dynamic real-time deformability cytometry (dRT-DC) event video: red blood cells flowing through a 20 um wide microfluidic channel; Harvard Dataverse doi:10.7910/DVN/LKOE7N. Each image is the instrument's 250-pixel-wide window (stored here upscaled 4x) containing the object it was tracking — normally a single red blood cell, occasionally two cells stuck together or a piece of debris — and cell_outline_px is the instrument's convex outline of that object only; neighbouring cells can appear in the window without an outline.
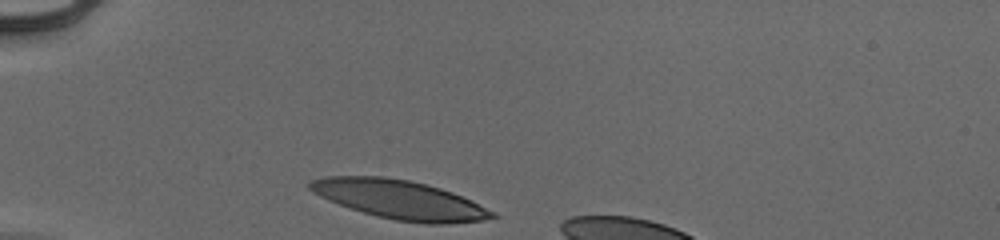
{"species": "human", "species_latin": "Homo sapiens", "temperature_condition": "cold", "stored_images_in_passage": 30, "camera_frame_rate_fps": 3000, "um_per_image_px": 0.085, "donor": {"sex": "male"}, "frame": {"image": 1, "passage_image": 1, "time_ms": 0.0, "image_size_px": [1000, 240], "cell_outline_px": [[500, 216], [480, 220], [448, 224], [428, 224], [396, 220], [376, 216], [328, 200], [312, 192], [308, 188], [308, 180], [324, 176], [384, 176], [408, 180], [440, 188], [452, 192], [472, 200], [496, 212]], "centroid_in_image_um": [33.97, 16.96], "position_along_channel_um": 51.0, "area_um2": 41.33}}
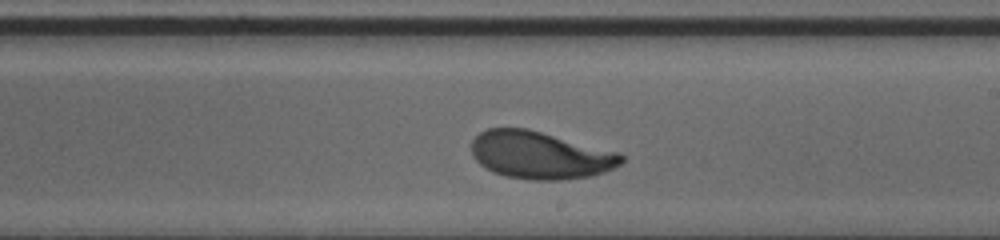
{"frame": {"image": 2, "passage_image": 18, "time_ms": 5.667, "image_size_px": [1000, 240], "cell_outline_px": [[624, 160], [620, 164], [604, 172], [588, 176], [560, 180], [532, 180], [504, 176], [492, 172], [480, 164], [472, 156], [472, 140], [480, 132], [488, 128], [528, 128], [620, 152], [624, 156]], "centroid_in_image_um": [45.91, 13.18], "position_along_channel_um": 243.1, "area_um2": 41.67}}
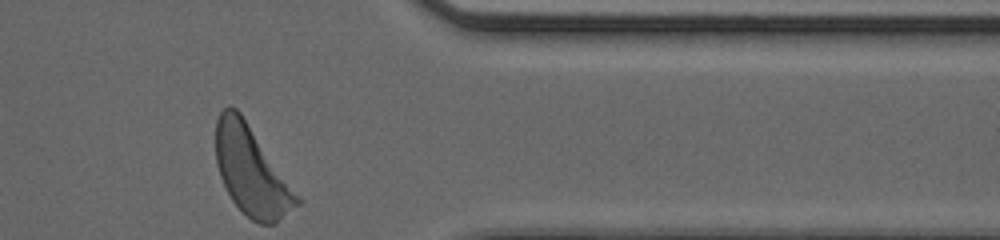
{"frame": {"image": 3, "passage_image": 30, "time_ms": 9.667, "image_size_px": [1000, 240], "cell_outline_px": [[304, 200], [300, 204], [276, 224], [260, 224], [252, 220], [232, 200], [220, 176], [216, 164], [216, 120], [220, 112], [224, 108], [236, 108], [240, 112]], "centroid_in_image_um": [21.42, 14.57], "position_along_channel_um": 390.0, "area_um2": 42.02}, "authors_computed_cell_mechanics": {"area_um2": 41.6738, "velocity_mm_per_s": 3.8984, "shape_relaxation_time_tau1_ms": 2.0428, "shape_relaxation_time_tau2_ms": 4.5712, "deformation_change_tau1": 0.1561, "deformation_change_tau2": 0.1317}}